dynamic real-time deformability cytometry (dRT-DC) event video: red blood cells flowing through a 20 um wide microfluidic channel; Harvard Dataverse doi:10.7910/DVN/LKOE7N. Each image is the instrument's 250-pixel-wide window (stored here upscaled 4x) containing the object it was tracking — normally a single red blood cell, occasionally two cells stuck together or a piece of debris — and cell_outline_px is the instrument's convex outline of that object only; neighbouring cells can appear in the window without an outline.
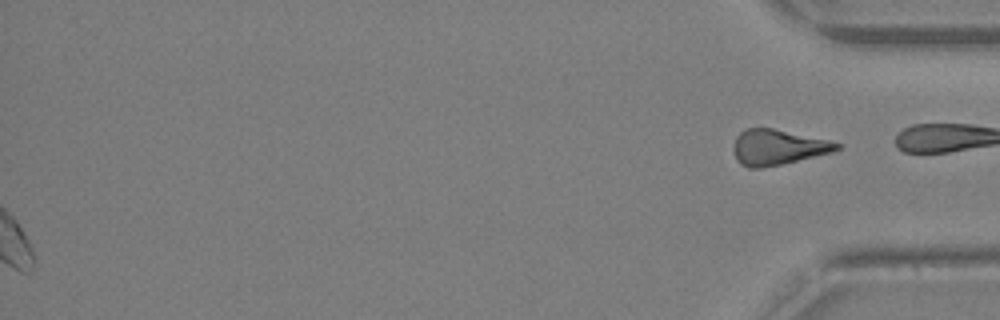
{"species": "Egyptian fruit bat (a non-hibernating species)", "species_latin": "Rousettus aegyptiacus", "temperature_condition": "warm", "stored_images_in_passage": 26, "segment_of_instrument_passage": [2, 2], "camera_frame_rate_fps": 3000, "um_per_image_px": 0.085, "animal": {"sex": "female"}, "frame": {"image": 1, "passage_image": 26, "time_ms": 8.333, "image_size_px": [1000, 320], "cell_outline_px": [[844, 144], [840, 148], [832, 152], [780, 164], [760, 168], [748, 168], [740, 164], [736, 160], [732, 148], [736, 136], [740, 132], [748, 128], [772, 128], [832, 140]], "centroid_in_image_um": [66.11, 12.5], "position_along_channel_um": 369.1, "area_um2": 21.44}}